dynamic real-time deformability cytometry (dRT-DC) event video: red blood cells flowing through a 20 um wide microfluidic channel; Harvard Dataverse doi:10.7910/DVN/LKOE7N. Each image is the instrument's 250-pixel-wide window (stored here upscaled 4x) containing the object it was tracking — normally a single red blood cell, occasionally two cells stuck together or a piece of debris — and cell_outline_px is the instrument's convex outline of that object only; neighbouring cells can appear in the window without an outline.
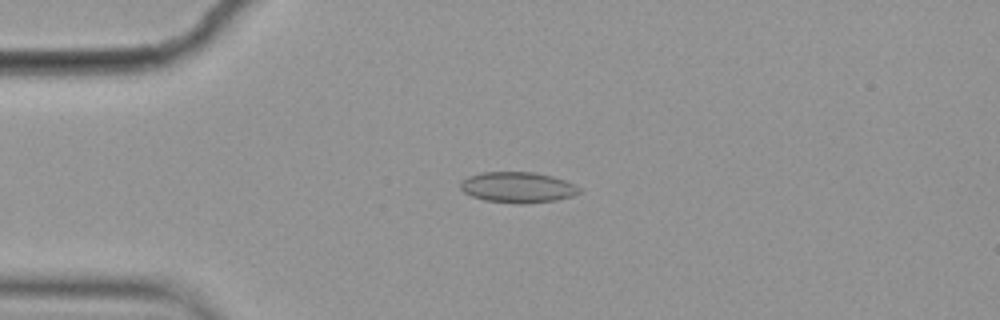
{"species": "common noctule bat (a hibernating species)", "species_latin": "Nyctalus noctula", "temperature_condition": "cold", "stored_images_in_passage": 4, "camera_frame_rate_fps": 3000, "um_per_image_px": 0.085, "animal": {"sex": "female", "body_mass_g": 19.9}, "frame": {"image": 1, "passage_image": 3, "time_ms": 0.667, "image_size_px": [1000, 320], "cell_outline_px": [[580, 192], [572, 196], [556, 200], [528, 204], [516, 204], [484, 200], [472, 196], [464, 192], [460, 188], [460, 184], [468, 176], [480, 172], [532, 172], [552, 176], [564, 180], [580, 188]], "centroid_in_image_um": [43.99, 15.93], "position_along_channel_um": 41.0, "area_um2": 21.27}}